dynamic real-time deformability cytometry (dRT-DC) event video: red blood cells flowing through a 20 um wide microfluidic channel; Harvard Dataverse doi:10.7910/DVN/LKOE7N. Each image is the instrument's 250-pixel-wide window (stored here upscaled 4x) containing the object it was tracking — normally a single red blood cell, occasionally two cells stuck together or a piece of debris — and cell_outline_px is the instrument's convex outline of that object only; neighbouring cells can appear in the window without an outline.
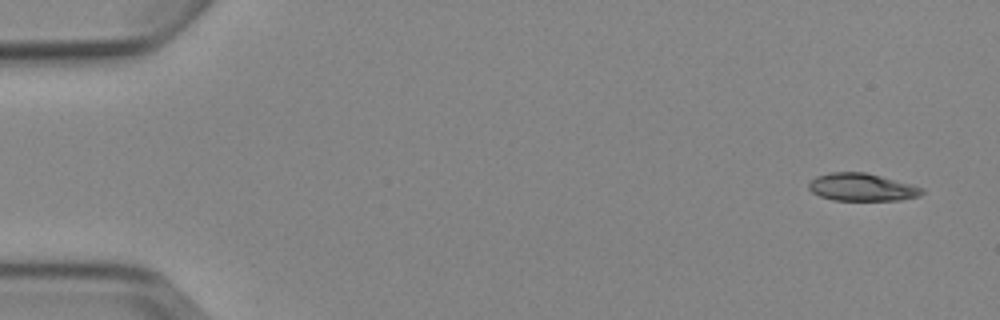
{"species": "Egyptian fruit bat (a non-hibernating species)", "species_latin": "Rousettus aegyptiacus", "temperature_condition": "cold", "stored_images_in_passage": 6, "camera_frame_rate_fps": 3000, "um_per_image_px": 0.085, "animal": {"sex": "female"}, "frame": {"image": 1, "passage_image": 1, "time_ms": 0.0, "image_size_px": [1000, 320], "cell_outline_px": [[924, 192], [920, 196], [900, 200], [832, 200], [820, 196], [812, 192], [808, 188], [808, 184], [816, 176], [832, 172], [864, 172], [912, 184], [924, 188]], "centroid_in_image_um": [73.27, 15.92], "position_along_channel_um": 11.7, "area_um2": 18.21}}
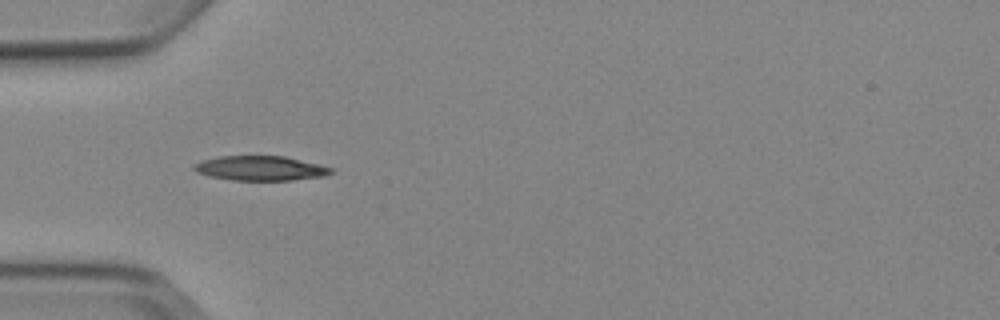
{"frame": {"image": 2, "passage_image": 5, "time_ms": 4.667, "image_size_px": [1000, 320], "cell_outline_px": [[336, 172], [324, 176], [292, 180], [232, 180], [208, 176], [196, 172], [192, 168], [192, 164], [200, 160], [220, 156], [284, 156], [320, 164], [332, 168]], "centroid_in_image_um": [22.12, 14.3], "position_along_channel_um": 62.9, "area_um2": 19.88}}
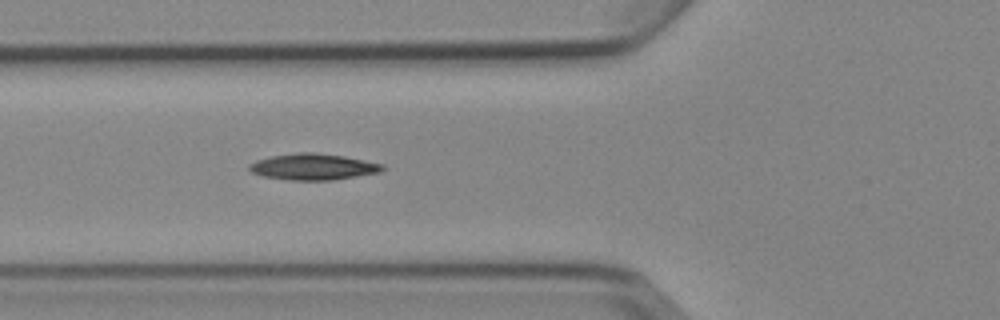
{"frame": {"image": 3, "passage_image": 6, "time_ms": 5.667, "image_size_px": [1000, 320], "cell_outline_px": [[384, 168], [380, 172], [332, 180], [288, 180], [264, 176], [252, 172], [248, 168], [248, 164], [256, 160], [272, 156], [300, 152], [312, 152], [344, 156], [384, 164]], "centroid_in_image_um": [26.61, 14.17], "position_along_channel_um": 99.2, "area_um2": 20.23}}